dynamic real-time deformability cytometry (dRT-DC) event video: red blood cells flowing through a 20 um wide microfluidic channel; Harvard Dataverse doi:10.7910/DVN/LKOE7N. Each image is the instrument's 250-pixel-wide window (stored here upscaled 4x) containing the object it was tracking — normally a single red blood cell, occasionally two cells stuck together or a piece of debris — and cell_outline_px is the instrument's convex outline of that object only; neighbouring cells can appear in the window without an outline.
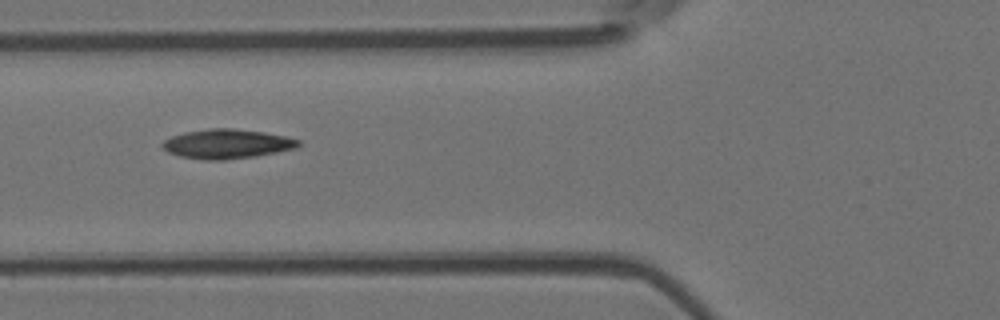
{"species": "Egyptian fruit bat (a non-hibernating species)", "species_latin": "Rousettus aegyptiacus", "temperature_condition": "room temperature", "stored_images_in_passage": 9, "camera_frame_rate_fps": 3000, "um_per_image_px": 0.085, "animal": {"sex": "female"}, "frame": {"image": 1, "passage_image": 6, "time_ms": 5.667, "image_size_px": [1000, 320], "cell_outline_px": [[300, 144], [296, 148], [256, 156], [224, 160], [204, 160], [180, 156], [168, 152], [160, 144], [164, 140], [172, 136], [184, 132], [212, 128], [232, 128], [264, 132], [284, 136], [300, 140]], "centroid_in_image_um": [19.28, 12.23], "position_along_channel_um": 106.5, "area_um2": 23.24}}
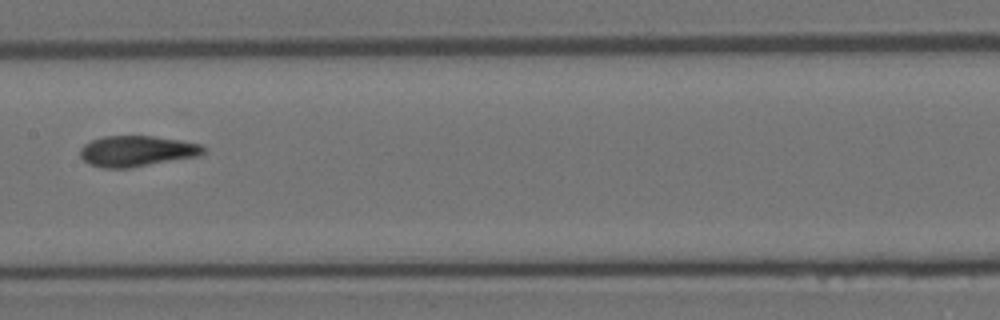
{"frame": {"image": 2, "passage_image": 8, "time_ms": 8.0, "image_size_px": [1000, 320], "cell_outline_px": [[208, 148], [200, 156], [132, 168], [104, 168], [88, 164], [80, 156], [80, 148], [84, 144], [92, 140], [104, 136], [152, 136], [180, 140], [200, 144]], "centroid_in_image_um": [11.65, 12.85], "position_along_channel_um": 195.7, "area_um2": 22.37}}
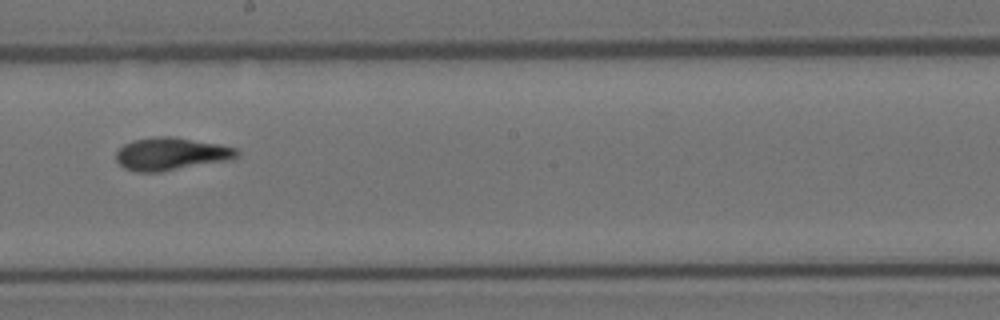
{"frame": {"image": 3, "passage_image": 9, "time_ms": 9.0, "image_size_px": [1000, 320], "cell_outline_px": [[240, 156], [232, 160], [160, 172], [140, 172], [124, 168], [116, 160], [116, 152], [124, 144], [132, 140], [156, 136], [172, 136], [220, 144], [236, 148], [240, 152]], "centroid_in_image_um": [14.58, 13.08], "position_along_channel_um": 233.6, "area_um2": 23.29}}